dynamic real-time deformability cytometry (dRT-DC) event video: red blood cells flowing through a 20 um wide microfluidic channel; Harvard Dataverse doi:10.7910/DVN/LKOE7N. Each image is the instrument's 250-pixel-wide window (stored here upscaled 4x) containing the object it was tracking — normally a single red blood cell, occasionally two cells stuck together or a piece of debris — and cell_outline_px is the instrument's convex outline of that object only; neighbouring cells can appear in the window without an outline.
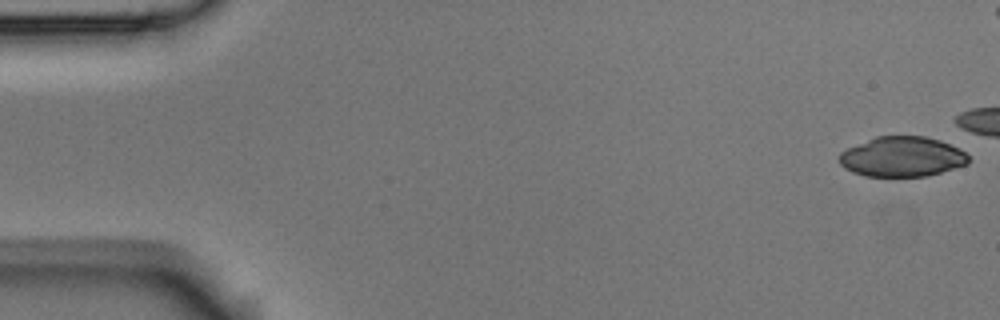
{"species": "Egyptian fruit bat (a non-hibernating species)", "species_latin": "Rousettus aegyptiacus", "temperature_condition": "room temperature", "stored_images_in_passage": 8, "camera_frame_rate_fps": 3000, "um_per_image_px": 0.085, "animal": {"sex": "male"}, "frame": {"image": 1, "passage_image": 1, "time_ms": 0.0, "image_size_px": [1000, 320], "cell_outline_px": [[968, 164], [928, 176], [864, 176], [852, 172], [844, 168], [840, 164], [840, 152], [848, 148], [876, 136], [924, 136], [940, 140], [960, 148], [968, 156]], "centroid_in_image_um": [76.69, 13.32], "position_along_channel_um": 8.3, "area_um2": 30.11}}